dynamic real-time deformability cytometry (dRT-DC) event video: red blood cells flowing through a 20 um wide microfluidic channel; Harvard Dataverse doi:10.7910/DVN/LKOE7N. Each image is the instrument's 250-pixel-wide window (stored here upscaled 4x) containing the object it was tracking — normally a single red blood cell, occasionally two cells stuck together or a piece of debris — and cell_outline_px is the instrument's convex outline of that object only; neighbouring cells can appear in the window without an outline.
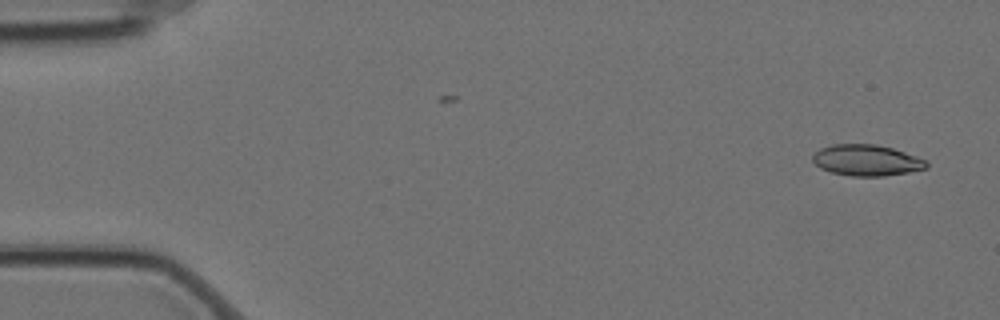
{"species": "Egyptian fruit bat (a non-hibernating species)", "species_latin": "Rousettus aegyptiacus", "temperature_condition": "cold", "stored_images_in_passage": 11, "segment_of_instrument_passage": [1, 2], "camera_frame_rate_fps": 3000, "um_per_image_px": 0.085, "animal": {"sex": "female"}, "frame": {"image": 1, "passage_image": 1, "time_ms": 0.0, "image_size_px": [1000, 320], "cell_outline_px": [[928, 168], [908, 172], [884, 176], [852, 176], [832, 172], [820, 168], [812, 160], [812, 156], [820, 148], [832, 144], [876, 144], [892, 148], [916, 156], [924, 160], [928, 164]], "centroid_in_image_um": [73.65, 13.62], "position_along_channel_um": 11.4, "area_um2": 20.52}}